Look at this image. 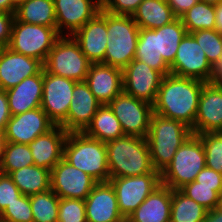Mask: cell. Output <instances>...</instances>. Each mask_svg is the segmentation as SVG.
I'll list each match as a JSON object with an SVG mask.
<instances>
[{"mask_svg": "<svg viewBox=\"0 0 222 222\" xmlns=\"http://www.w3.org/2000/svg\"><path fill=\"white\" fill-rule=\"evenodd\" d=\"M205 83L171 73L165 75L153 104V113L184 123L194 134L200 94Z\"/></svg>", "mask_w": 222, "mask_h": 222, "instance_id": "6da1fadb", "label": "cell"}, {"mask_svg": "<svg viewBox=\"0 0 222 222\" xmlns=\"http://www.w3.org/2000/svg\"><path fill=\"white\" fill-rule=\"evenodd\" d=\"M106 149L110 178L160 173L152 165L146 138L124 135L107 142Z\"/></svg>", "mask_w": 222, "mask_h": 222, "instance_id": "7a4b0ae2", "label": "cell"}, {"mask_svg": "<svg viewBox=\"0 0 222 222\" xmlns=\"http://www.w3.org/2000/svg\"><path fill=\"white\" fill-rule=\"evenodd\" d=\"M192 134L184 123L153 113L146 140L154 169L161 173Z\"/></svg>", "mask_w": 222, "mask_h": 222, "instance_id": "3957f363", "label": "cell"}, {"mask_svg": "<svg viewBox=\"0 0 222 222\" xmlns=\"http://www.w3.org/2000/svg\"><path fill=\"white\" fill-rule=\"evenodd\" d=\"M63 159L94 178L109 182L106 143L86 136L83 132H69L63 148Z\"/></svg>", "mask_w": 222, "mask_h": 222, "instance_id": "277c9868", "label": "cell"}, {"mask_svg": "<svg viewBox=\"0 0 222 222\" xmlns=\"http://www.w3.org/2000/svg\"><path fill=\"white\" fill-rule=\"evenodd\" d=\"M139 27L132 16L107 12V47L103 64L122 70L135 58Z\"/></svg>", "mask_w": 222, "mask_h": 222, "instance_id": "5b68a950", "label": "cell"}, {"mask_svg": "<svg viewBox=\"0 0 222 222\" xmlns=\"http://www.w3.org/2000/svg\"><path fill=\"white\" fill-rule=\"evenodd\" d=\"M206 166L205 151L201 139L192 134L175 153L172 161L160 173L161 184L172 190L196 180Z\"/></svg>", "mask_w": 222, "mask_h": 222, "instance_id": "8992f818", "label": "cell"}, {"mask_svg": "<svg viewBox=\"0 0 222 222\" xmlns=\"http://www.w3.org/2000/svg\"><path fill=\"white\" fill-rule=\"evenodd\" d=\"M91 64L71 35H61L43 67L48 73L79 82L85 81Z\"/></svg>", "mask_w": 222, "mask_h": 222, "instance_id": "52a82bcc", "label": "cell"}, {"mask_svg": "<svg viewBox=\"0 0 222 222\" xmlns=\"http://www.w3.org/2000/svg\"><path fill=\"white\" fill-rule=\"evenodd\" d=\"M60 36L56 28L20 22L15 18L7 47L44 64Z\"/></svg>", "mask_w": 222, "mask_h": 222, "instance_id": "ba28073f", "label": "cell"}, {"mask_svg": "<svg viewBox=\"0 0 222 222\" xmlns=\"http://www.w3.org/2000/svg\"><path fill=\"white\" fill-rule=\"evenodd\" d=\"M170 73L204 82H213L216 69L209 63L205 52L194 37L186 33L178 46L175 60L170 65Z\"/></svg>", "mask_w": 222, "mask_h": 222, "instance_id": "9c48e42d", "label": "cell"}, {"mask_svg": "<svg viewBox=\"0 0 222 222\" xmlns=\"http://www.w3.org/2000/svg\"><path fill=\"white\" fill-rule=\"evenodd\" d=\"M114 187L120 214L125 220L161 185L160 173L141 176L110 178Z\"/></svg>", "mask_w": 222, "mask_h": 222, "instance_id": "30bf717a", "label": "cell"}, {"mask_svg": "<svg viewBox=\"0 0 222 222\" xmlns=\"http://www.w3.org/2000/svg\"><path fill=\"white\" fill-rule=\"evenodd\" d=\"M125 135L148 136L153 105L122 92L109 104Z\"/></svg>", "mask_w": 222, "mask_h": 222, "instance_id": "8fae6325", "label": "cell"}, {"mask_svg": "<svg viewBox=\"0 0 222 222\" xmlns=\"http://www.w3.org/2000/svg\"><path fill=\"white\" fill-rule=\"evenodd\" d=\"M76 81L48 73L43 68L41 108L56 125L67 118Z\"/></svg>", "mask_w": 222, "mask_h": 222, "instance_id": "7c38bea8", "label": "cell"}, {"mask_svg": "<svg viewBox=\"0 0 222 222\" xmlns=\"http://www.w3.org/2000/svg\"><path fill=\"white\" fill-rule=\"evenodd\" d=\"M51 190L59 198L85 200L98 183L94 178L63 158L50 171Z\"/></svg>", "mask_w": 222, "mask_h": 222, "instance_id": "4fadbf2b", "label": "cell"}, {"mask_svg": "<svg viewBox=\"0 0 222 222\" xmlns=\"http://www.w3.org/2000/svg\"><path fill=\"white\" fill-rule=\"evenodd\" d=\"M163 77L146 63L133 59L123 69V92L153 105Z\"/></svg>", "mask_w": 222, "mask_h": 222, "instance_id": "5bb4252c", "label": "cell"}, {"mask_svg": "<svg viewBox=\"0 0 222 222\" xmlns=\"http://www.w3.org/2000/svg\"><path fill=\"white\" fill-rule=\"evenodd\" d=\"M55 126L42 108L39 107L11 116L3 136L5 142L29 144L35 138L46 134Z\"/></svg>", "mask_w": 222, "mask_h": 222, "instance_id": "9a60e30c", "label": "cell"}, {"mask_svg": "<svg viewBox=\"0 0 222 222\" xmlns=\"http://www.w3.org/2000/svg\"><path fill=\"white\" fill-rule=\"evenodd\" d=\"M53 1L56 14V29L60 35L72 36L102 9L101 0Z\"/></svg>", "mask_w": 222, "mask_h": 222, "instance_id": "2e32d148", "label": "cell"}, {"mask_svg": "<svg viewBox=\"0 0 222 222\" xmlns=\"http://www.w3.org/2000/svg\"><path fill=\"white\" fill-rule=\"evenodd\" d=\"M222 132V84L206 82L201 90L194 134Z\"/></svg>", "mask_w": 222, "mask_h": 222, "instance_id": "e0dca14e", "label": "cell"}, {"mask_svg": "<svg viewBox=\"0 0 222 222\" xmlns=\"http://www.w3.org/2000/svg\"><path fill=\"white\" fill-rule=\"evenodd\" d=\"M43 68V63L38 59L17 53L8 47H1L0 89L6 91L25 78L38 74Z\"/></svg>", "mask_w": 222, "mask_h": 222, "instance_id": "ac0fdd59", "label": "cell"}, {"mask_svg": "<svg viewBox=\"0 0 222 222\" xmlns=\"http://www.w3.org/2000/svg\"><path fill=\"white\" fill-rule=\"evenodd\" d=\"M87 222H125L110 182H98L85 199Z\"/></svg>", "mask_w": 222, "mask_h": 222, "instance_id": "d6986e66", "label": "cell"}, {"mask_svg": "<svg viewBox=\"0 0 222 222\" xmlns=\"http://www.w3.org/2000/svg\"><path fill=\"white\" fill-rule=\"evenodd\" d=\"M101 105L85 81L76 82L67 118L60 126L68 133L83 132Z\"/></svg>", "mask_w": 222, "mask_h": 222, "instance_id": "ffe728a7", "label": "cell"}, {"mask_svg": "<svg viewBox=\"0 0 222 222\" xmlns=\"http://www.w3.org/2000/svg\"><path fill=\"white\" fill-rule=\"evenodd\" d=\"M107 12L103 9L72 37L91 63H103L107 47Z\"/></svg>", "mask_w": 222, "mask_h": 222, "instance_id": "44dd1931", "label": "cell"}, {"mask_svg": "<svg viewBox=\"0 0 222 222\" xmlns=\"http://www.w3.org/2000/svg\"><path fill=\"white\" fill-rule=\"evenodd\" d=\"M85 82L102 105L109 104L123 92V70L103 63H92Z\"/></svg>", "mask_w": 222, "mask_h": 222, "instance_id": "7402d4cb", "label": "cell"}, {"mask_svg": "<svg viewBox=\"0 0 222 222\" xmlns=\"http://www.w3.org/2000/svg\"><path fill=\"white\" fill-rule=\"evenodd\" d=\"M68 132L55 126L46 134L40 135L28 144L34 165L52 170L63 158V148Z\"/></svg>", "mask_w": 222, "mask_h": 222, "instance_id": "603a6c76", "label": "cell"}, {"mask_svg": "<svg viewBox=\"0 0 222 222\" xmlns=\"http://www.w3.org/2000/svg\"><path fill=\"white\" fill-rule=\"evenodd\" d=\"M43 69L36 75L25 78L18 85L7 89L6 95L11 116L41 107Z\"/></svg>", "mask_w": 222, "mask_h": 222, "instance_id": "cb8c5ba5", "label": "cell"}, {"mask_svg": "<svg viewBox=\"0 0 222 222\" xmlns=\"http://www.w3.org/2000/svg\"><path fill=\"white\" fill-rule=\"evenodd\" d=\"M172 189L160 185L127 218L128 222H170Z\"/></svg>", "mask_w": 222, "mask_h": 222, "instance_id": "d4e9b609", "label": "cell"}, {"mask_svg": "<svg viewBox=\"0 0 222 222\" xmlns=\"http://www.w3.org/2000/svg\"><path fill=\"white\" fill-rule=\"evenodd\" d=\"M132 17L139 29L163 27L176 19L167 0H143Z\"/></svg>", "mask_w": 222, "mask_h": 222, "instance_id": "484cf974", "label": "cell"}, {"mask_svg": "<svg viewBox=\"0 0 222 222\" xmlns=\"http://www.w3.org/2000/svg\"><path fill=\"white\" fill-rule=\"evenodd\" d=\"M83 133L88 137L100 140L104 143L125 135L119 120L108 104L101 105L98 108L96 114Z\"/></svg>", "mask_w": 222, "mask_h": 222, "instance_id": "4316f807", "label": "cell"}, {"mask_svg": "<svg viewBox=\"0 0 222 222\" xmlns=\"http://www.w3.org/2000/svg\"><path fill=\"white\" fill-rule=\"evenodd\" d=\"M23 195L43 193L51 189L50 170L29 165L9 174Z\"/></svg>", "mask_w": 222, "mask_h": 222, "instance_id": "83f0119b", "label": "cell"}, {"mask_svg": "<svg viewBox=\"0 0 222 222\" xmlns=\"http://www.w3.org/2000/svg\"><path fill=\"white\" fill-rule=\"evenodd\" d=\"M20 22L56 28L53 0H24L14 14Z\"/></svg>", "mask_w": 222, "mask_h": 222, "instance_id": "f1b7e54d", "label": "cell"}, {"mask_svg": "<svg viewBox=\"0 0 222 222\" xmlns=\"http://www.w3.org/2000/svg\"><path fill=\"white\" fill-rule=\"evenodd\" d=\"M156 31L157 54L170 66L175 60V55L182 38L187 31L180 18L171 23L154 29Z\"/></svg>", "mask_w": 222, "mask_h": 222, "instance_id": "f546056e", "label": "cell"}, {"mask_svg": "<svg viewBox=\"0 0 222 222\" xmlns=\"http://www.w3.org/2000/svg\"><path fill=\"white\" fill-rule=\"evenodd\" d=\"M136 60L146 63L163 76L170 73V66L157 54L156 31L154 29H140L138 35Z\"/></svg>", "mask_w": 222, "mask_h": 222, "instance_id": "4dcf8cb0", "label": "cell"}, {"mask_svg": "<svg viewBox=\"0 0 222 222\" xmlns=\"http://www.w3.org/2000/svg\"><path fill=\"white\" fill-rule=\"evenodd\" d=\"M207 211L180 189L172 190L170 222H203Z\"/></svg>", "mask_w": 222, "mask_h": 222, "instance_id": "1f68e13d", "label": "cell"}, {"mask_svg": "<svg viewBox=\"0 0 222 222\" xmlns=\"http://www.w3.org/2000/svg\"><path fill=\"white\" fill-rule=\"evenodd\" d=\"M34 165L28 144L5 142L0 161V173L9 175L20 168Z\"/></svg>", "mask_w": 222, "mask_h": 222, "instance_id": "d6a6232c", "label": "cell"}, {"mask_svg": "<svg viewBox=\"0 0 222 222\" xmlns=\"http://www.w3.org/2000/svg\"><path fill=\"white\" fill-rule=\"evenodd\" d=\"M214 5L199 1L180 18L187 33L197 30L215 29Z\"/></svg>", "mask_w": 222, "mask_h": 222, "instance_id": "836d02e7", "label": "cell"}, {"mask_svg": "<svg viewBox=\"0 0 222 222\" xmlns=\"http://www.w3.org/2000/svg\"><path fill=\"white\" fill-rule=\"evenodd\" d=\"M29 197L33 222H57L60 198L51 189Z\"/></svg>", "mask_w": 222, "mask_h": 222, "instance_id": "e575fe53", "label": "cell"}, {"mask_svg": "<svg viewBox=\"0 0 222 222\" xmlns=\"http://www.w3.org/2000/svg\"><path fill=\"white\" fill-rule=\"evenodd\" d=\"M190 34L205 52L209 63L217 69L222 63V34L215 29L197 30Z\"/></svg>", "mask_w": 222, "mask_h": 222, "instance_id": "d590c367", "label": "cell"}, {"mask_svg": "<svg viewBox=\"0 0 222 222\" xmlns=\"http://www.w3.org/2000/svg\"><path fill=\"white\" fill-rule=\"evenodd\" d=\"M197 136L204 146L206 166L222 174V132H208Z\"/></svg>", "mask_w": 222, "mask_h": 222, "instance_id": "8d00e7d4", "label": "cell"}, {"mask_svg": "<svg viewBox=\"0 0 222 222\" xmlns=\"http://www.w3.org/2000/svg\"><path fill=\"white\" fill-rule=\"evenodd\" d=\"M180 190L207 210L217 207L219 193L216 191V186L200 185L194 180L185 184Z\"/></svg>", "mask_w": 222, "mask_h": 222, "instance_id": "74e56055", "label": "cell"}, {"mask_svg": "<svg viewBox=\"0 0 222 222\" xmlns=\"http://www.w3.org/2000/svg\"><path fill=\"white\" fill-rule=\"evenodd\" d=\"M0 219L5 222H33L30 197L22 195L17 201L8 205L0 214Z\"/></svg>", "mask_w": 222, "mask_h": 222, "instance_id": "f35d334b", "label": "cell"}, {"mask_svg": "<svg viewBox=\"0 0 222 222\" xmlns=\"http://www.w3.org/2000/svg\"><path fill=\"white\" fill-rule=\"evenodd\" d=\"M57 222H87L85 200L60 198Z\"/></svg>", "mask_w": 222, "mask_h": 222, "instance_id": "ab89813d", "label": "cell"}, {"mask_svg": "<svg viewBox=\"0 0 222 222\" xmlns=\"http://www.w3.org/2000/svg\"><path fill=\"white\" fill-rule=\"evenodd\" d=\"M22 195L12 178L9 175L0 173V214L8 205L17 201Z\"/></svg>", "mask_w": 222, "mask_h": 222, "instance_id": "60d3db41", "label": "cell"}, {"mask_svg": "<svg viewBox=\"0 0 222 222\" xmlns=\"http://www.w3.org/2000/svg\"><path fill=\"white\" fill-rule=\"evenodd\" d=\"M143 0H103L102 9L113 15L133 16Z\"/></svg>", "mask_w": 222, "mask_h": 222, "instance_id": "b9f144b4", "label": "cell"}, {"mask_svg": "<svg viewBox=\"0 0 222 222\" xmlns=\"http://www.w3.org/2000/svg\"><path fill=\"white\" fill-rule=\"evenodd\" d=\"M200 185L216 186V191L222 192V174L205 166L197 175L196 180Z\"/></svg>", "mask_w": 222, "mask_h": 222, "instance_id": "7bdbcfd3", "label": "cell"}, {"mask_svg": "<svg viewBox=\"0 0 222 222\" xmlns=\"http://www.w3.org/2000/svg\"><path fill=\"white\" fill-rule=\"evenodd\" d=\"M14 19V14L0 12V47L9 45Z\"/></svg>", "mask_w": 222, "mask_h": 222, "instance_id": "ee69618b", "label": "cell"}, {"mask_svg": "<svg viewBox=\"0 0 222 222\" xmlns=\"http://www.w3.org/2000/svg\"><path fill=\"white\" fill-rule=\"evenodd\" d=\"M199 0H167L176 18H181L184 13L191 9Z\"/></svg>", "mask_w": 222, "mask_h": 222, "instance_id": "f6af8a7d", "label": "cell"}, {"mask_svg": "<svg viewBox=\"0 0 222 222\" xmlns=\"http://www.w3.org/2000/svg\"><path fill=\"white\" fill-rule=\"evenodd\" d=\"M11 118L6 91L0 89V133H4L7 122Z\"/></svg>", "mask_w": 222, "mask_h": 222, "instance_id": "bcb514c9", "label": "cell"}, {"mask_svg": "<svg viewBox=\"0 0 222 222\" xmlns=\"http://www.w3.org/2000/svg\"><path fill=\"white\" fill-rule=\"evenodd\" d=\"M203 222H222V210L218 208L208 210Z\"/></svg>", "mask_w": 222, "mask_h": 222, "instance_id": "7dc6e473", "label": "cell"}, {"mask_svg": "<svg viewBox=\"0 0 222 222\" xmlns=\"http://www.w3.org/2000/svg\"><path fill=\"white\" fill-rule=\"evenodd\" d=\"M215 8V30L222 34V1Z\"/></svg>", "mask_w": 222, "mask_h": 222, "instance_id": "c3c4849f", "label": "cell"}, {"mask_svg": "<svg viewBox=\"0 0 222 222\" xmlns=\"http://www.w3.org/2000/svg\"><path fill=\"white\" fill-rule=\"evenodd\" d=\"M16 8L11 4V0H0V12L15 14Z\"/></svg>", "mask_w": 222, "mask_h": 222, "instance_id": "681fc988", "label": "cell"}, {"mask_svg": "<svg viewBox=\"0 0 222 222\" xmlns=\"http://www.w3.org/2000/svg\"><path fill=\"white\" fill-rule=\"evenodd\" d=\"M215 82L222 84V63L216 69Z\"/></svg>", "mask_w": 222, "mask_h": 222, "instance_id": "f907efd6", "label": "cell"}, {"mask_svg": "<svg viewBox=\"0 0 222 222\" xmlns=\"http://www.w3.org/2000/svg\"><path fill=\"white\" fill-rule=\"evenodd\" d=\"M4 143H5V139H4L3 133H0V161H1V157H2Z\"/></svg>", "mask_w": 222, "mask_h": 222, "instance_id": "816d5d0a", "label": "cell"}, {"mask_svg": "<svg viewBox=\"0 0 222 222\" xmlns=\"http://www.w3.org/2000/svg\"><path fill=\"white\" fill-rule=\"evenodd\" d=\"M199 1L215 6L219 4L222 0H199Z\"/></svg>", "mask_w": 222, "mask_h": 222, "instance_id": "f5cc1de1", "label": "cell"}, {"mask_svg": "<svg viewBox=\"0 0 222 222\" xmlns=\"http://www.w3.org/2000/svg\"><path fill=\"white\" fill-rule=\"evenodd\" d=\"M24 0H11V4L17 8Z\"/></svg>", "mask_w": 222, "mask_h": 222, "instance_id": "db71d44e", "label": "cell"}, {"mask_svg": "<svg viewBox=\"0 0 222 222\" xmlns=\"http://www.w3.org/2000/svg\"><path fill=\"white\" fill-rule=\"evenodd\" d=\"M216 208L222 210V192L219 194L218 204Z\"/></svg>", "mask_w": 222, "mask_h": 222, "instance_id": "11a10c76", "label": "cell"}]
</instances>
